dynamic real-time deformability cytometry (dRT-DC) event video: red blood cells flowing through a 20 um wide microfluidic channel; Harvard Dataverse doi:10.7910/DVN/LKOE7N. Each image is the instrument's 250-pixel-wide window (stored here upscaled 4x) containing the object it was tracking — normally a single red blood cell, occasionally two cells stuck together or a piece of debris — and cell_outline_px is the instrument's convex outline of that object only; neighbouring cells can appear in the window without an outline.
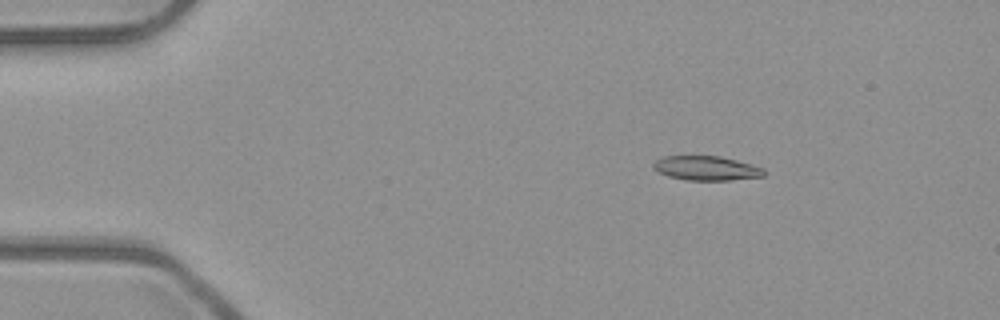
{"species": "common noctule bat (a hibernating species)", "species_latin": "Nyctalus noctula", "temperature_condition": "room temperature", "stored_images_in_passage": 4, "camera_frame_rate_fps": 3000, "um_per_image_px": 0.085, "animal": {"sex": "male", "body_mass_g": 23.1, "forearm_length_mm": 52.7}, "frame": {"image": 1, "passage_image": 2, "time_ms": 0.333, "image_size_px": [1000, 320], "cell_outline_px": [[768, 172], [764, 176], [732, 180], [688, 180], [668, 176], [652, 168], [652, 164], [656, 160], [664, 156], [720, 156], [736, 160], [764, 168]], "centroid_in_image_um": [60.07, 14.3], "position_along_channel_um": 24.9, "area_um2": 15.72}}